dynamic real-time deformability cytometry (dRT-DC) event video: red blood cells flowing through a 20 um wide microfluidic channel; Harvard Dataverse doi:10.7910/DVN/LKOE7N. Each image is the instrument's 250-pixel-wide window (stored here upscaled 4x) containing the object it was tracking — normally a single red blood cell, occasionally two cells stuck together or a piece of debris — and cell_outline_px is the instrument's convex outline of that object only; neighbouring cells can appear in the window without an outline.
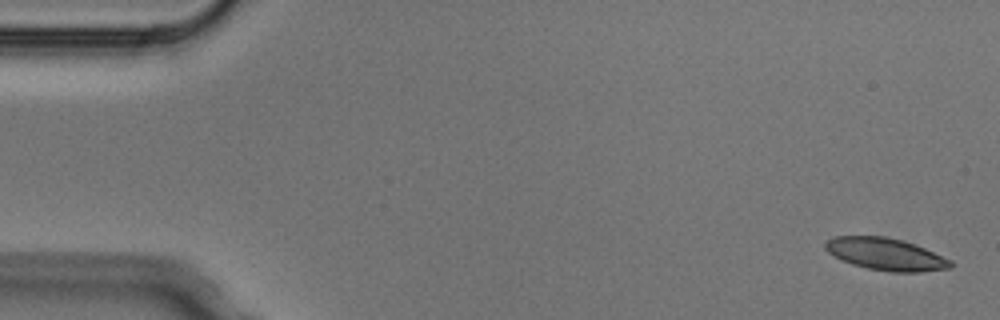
{"species": "Egyptian fruit bat (a non-hibernating species)", "species_latin": "Rousettus aegyptiacus", "temperature_condition": "cold", "stored_images_in_passage": 5, "camera_frame_rate_fps": 3000, "um_per_image_px": 0.085, "animal": {"sex": "male"}, "frame": {"image": 1, "passage_image": 1, "time_ms": 0.0, "image_size_px": [1000, 320], "cell_outline_px": [[952, 268], [920, 272], [892, 272], [868, 268], [852, 264], [828, 252], [824, 248], [824, 244], [828, 240], [836, 236], [888, 236], [904, 240], [924, 248], [952, 260]], "centroid_in_image_um": [75.32, 21.6], "position_along_channel_um": 9.7, "area_um2": 23.41}}
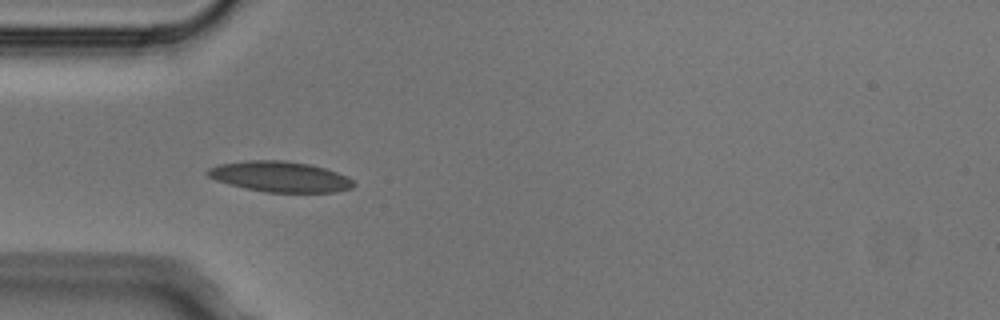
{"frame": {"image": 2, "passage_image": 4, "time_ms": 1.0, "image_size_px": [1000, 320], "cell_outline_px": [[356, 184], [352, 188], [336, 192], [264, 192], [244, 188], [228, 184], [216, 180], [208, 176], [204, 172], [208, 168], [216, 164], [248, 160], [284, 160], [312, 164], [348, 176]], "centroid_in_image_um": [23.78, 15.01], "position_along_channel_um": 61.2, "area_um2": 26.3}}
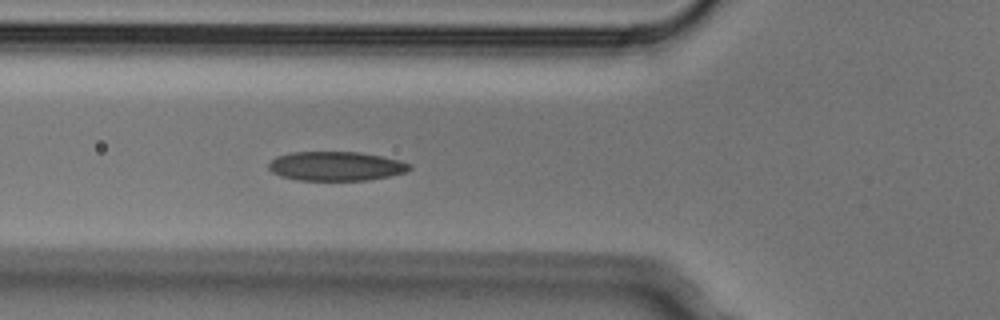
{"frame": {"image": 3, "passage_image": 5, "time_ms": 1.333, "image_size_px": [1000, 320], "cell_outline_px": [[412, 168], [404, 172], [388, 176], [368, 180], [296, 180], [280, 176], [272, 172], [268, 168], [268, 164], [276, 156], [292, 152], [360, 152], [400, 160], [412, 164]], "centroid_in_image_um": [28.54, 14.12], "position_along_channel_um": 97.3, "area_um2": 23.99}}